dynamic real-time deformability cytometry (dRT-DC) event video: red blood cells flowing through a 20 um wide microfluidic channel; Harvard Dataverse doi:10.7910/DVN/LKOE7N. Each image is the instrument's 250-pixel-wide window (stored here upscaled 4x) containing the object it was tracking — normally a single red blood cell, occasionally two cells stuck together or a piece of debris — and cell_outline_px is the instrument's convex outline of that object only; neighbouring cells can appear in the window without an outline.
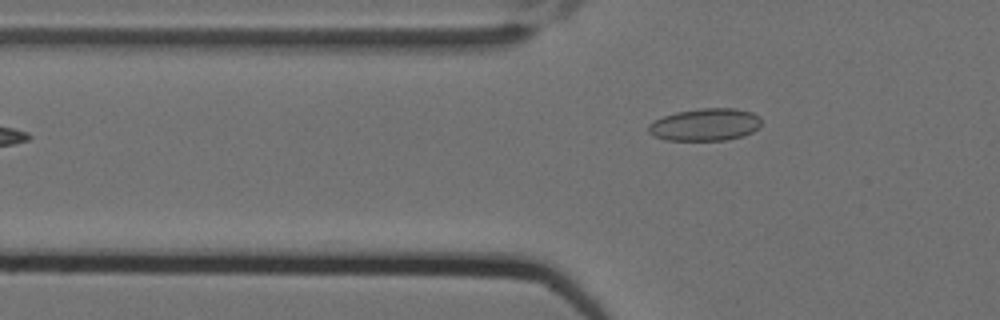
{"species": "Egyptian fruit bat (a non-hibernating species)", "species_latin": "Rousettus aegyptiacus", "temperature_condition": "cold", "stored_images_in_passage": 2, "camera_frame_rate_fps": 3000, "um_per_image_px": 0.085, "animal": {"sex": "female"}, "frame": {"image": 1, "passage_image": 2, "time_ms": 0.333, "image_size_px": [1000, 320], "cell_outline_px": [[760, 128], [744, 136], [724, 140], [664, 140], [652, 136], [648, 132], [648, 124], [652, 120], [676, 112], [700, 108], [736, 108], [752, 112], [760, 116]], "centroid_in_image_um": [59.92, 10.59], "position_along_channel_um": 65.9, "area_um2": 21.62}}